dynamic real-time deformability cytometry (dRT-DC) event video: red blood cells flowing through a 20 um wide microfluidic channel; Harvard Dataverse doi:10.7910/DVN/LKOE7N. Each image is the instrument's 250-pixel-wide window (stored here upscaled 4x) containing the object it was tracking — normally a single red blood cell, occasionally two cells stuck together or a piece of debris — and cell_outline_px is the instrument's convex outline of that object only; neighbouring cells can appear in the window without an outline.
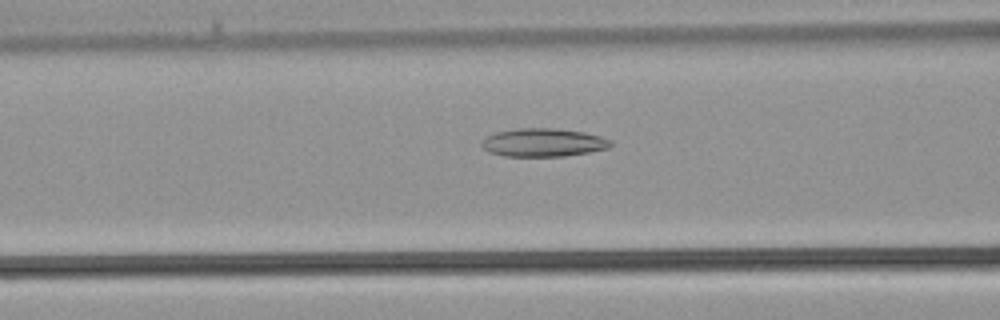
{"species": "common noctule bat (a hibernating species)", "species_latin": "Nyctalus noctula", "temperature_condition": "warm", "stored_images_in_passage": 37, "camera_frame_rate_fps": 3000, "um_per_image_px": 0.085, "animal": {"sex": "male", "body_mass_g": 21.5, "forearm_length_mm": 52.0}, "frame": {"image": 1, "passage_image": 14, "time_ms": 4.333, "image_size_px": [1000, 320], "cell_outline_px": [[612, 144], [608, 148], [588, 152], [564, 156], [504, 156], [488, 152], [480, 144], [488, 136], [496, 132], [516, 128], [556, 128], [584, 132], [600, 136], [612, 140]], "centroid_in_image_um": [46.18, 12.11], "position_along_channel_um": 120.4, "area_um2": 21.21}}
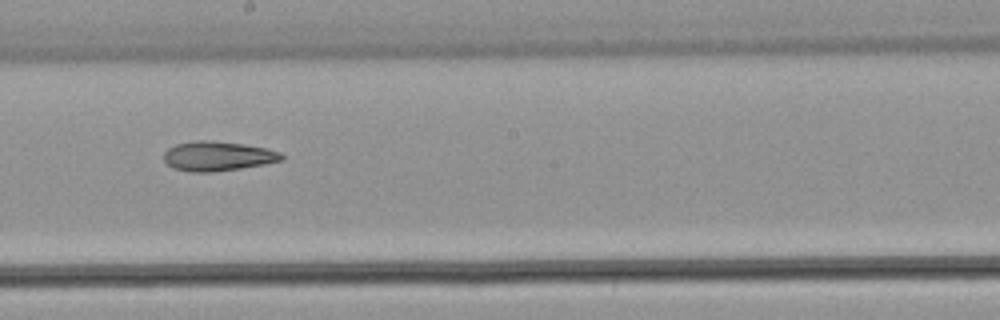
{"frame": {"image": 2, "passage_image": 20, "time_ms": 6.333, "image_size_px": [1000, 320], "cell_outline_px": [[284, 160], [264, 164], [240, 168], [212, 172], [192, 172], [172, 168], [164, 160], [164, 152], [168, 148], [176, 144], [192, 140], [212, 140], [244, 144], [268, 148], [280, 152], [284, 156]], "centroid_in_image_um": [18.51, 13.26], "position_along_channel_um": 229.7, "area_um2": 20.46}}
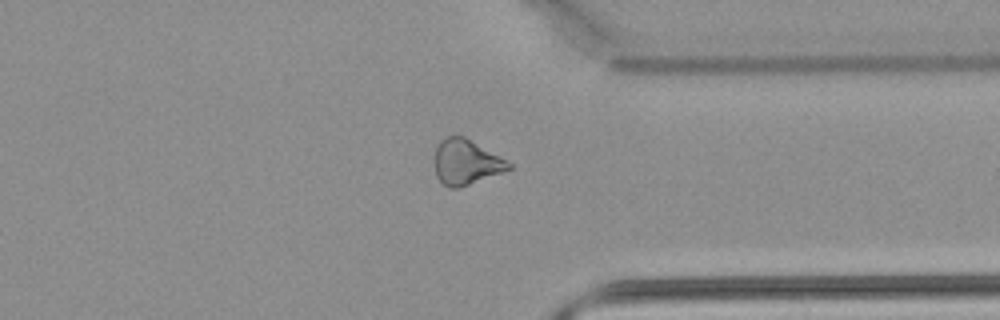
{"frame": {"image": 3, "passage_image": 28, "time_ms": 9.0, "image_size_px": [1000, 320], "cell_outline_px": [[512, 168], [504, 172], [456, 188], [448, 188], [436, 176], [436, 144], [440, 140], [448, 136], [464, 136], [500, 156], [512, 164]], "centroid_in_image_um": [39.63, 13.77], "position_along_channel_um": 371.8, "area_um2": 19.25}}